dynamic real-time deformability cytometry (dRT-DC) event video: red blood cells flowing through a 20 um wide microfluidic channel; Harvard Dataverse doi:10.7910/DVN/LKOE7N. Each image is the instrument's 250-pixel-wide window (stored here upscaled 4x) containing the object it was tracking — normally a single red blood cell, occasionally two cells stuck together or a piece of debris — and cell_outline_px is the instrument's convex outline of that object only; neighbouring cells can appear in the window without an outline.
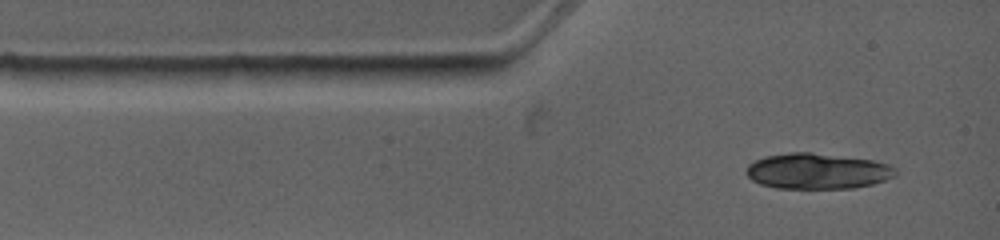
{"species": "common noctule bat (a hibernating species)", "species_latin": "Nyctalus noctula", "temperature_condition": "warm", "stored_images_in_passage": 1, "camera_frame_rate_fps": 4500, "um_per_image_px": 0.085, "animal": {"sex": "female", "body_mass_g": 19.0, "forearm_length_mm": 53.3}, "frame": {"image": 1, "passage_image": 1, "time_ms": 0.0, "image_size_px": [1000, 240], "cell_outline_px": [[896, 176], [872, 184], [852, 188], [776, 188], [760, 184], [752, 180], [744, 172], [748, 164], [764, 156], [792, 152], [812, 152], [872, 160], [888, 164], [896, 168]], "centroid_in_image_um": [69.45, 14.54], "position_along_channel_um": 15.5, "area_um2": 31.1}}